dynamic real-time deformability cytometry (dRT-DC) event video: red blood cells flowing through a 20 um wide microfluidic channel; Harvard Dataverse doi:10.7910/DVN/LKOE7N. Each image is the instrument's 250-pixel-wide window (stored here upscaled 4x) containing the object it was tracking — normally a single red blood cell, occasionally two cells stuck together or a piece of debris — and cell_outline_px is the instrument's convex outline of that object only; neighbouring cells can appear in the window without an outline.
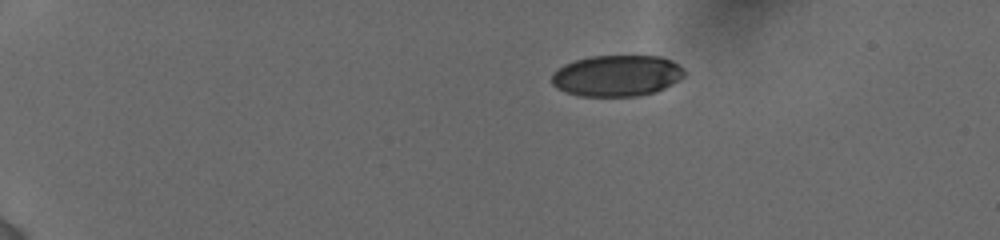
{"species": "human", "species_latin": "Homo sapiens", "temperature_condition": "cold", "stored_images_in_passage": 36, "camera_frame_rate_fps": 3000, "um_per_image_px": 0.085, "donor": {"sex": "female"}, "frame": {"image": 1, "passage_image": 1, "time_ms": 0.0, "image_size_px": [1000, 240], "cell_outline_px": [[684, 76], [664, 88], [652, 92], [636, 96], [580, 96], [556, 88], [552, 84], [552, 72], [564, 64], [588, 56], [660, 56], [672, 60], [684, 72]], "centroid_in_image_um": [52.38, 6.43], "position_along_channel_um": 32.6, "area_um2": 31.62}}
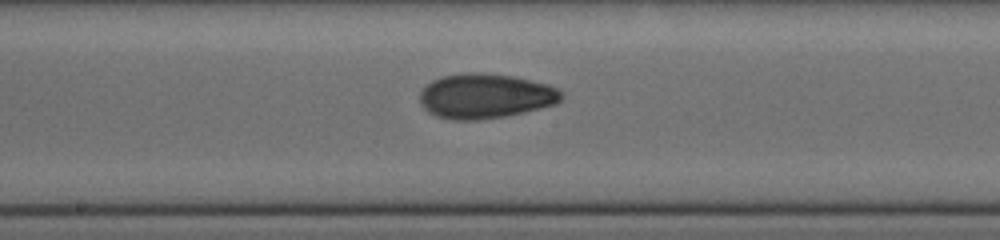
{"frame": {"image": 2, "passage_image": 19, "time_ms": 7.0, "image_size_px": [1000, 240], "cell_outline_px": [[564, 96], [556, 104], [524, 112], [504, 116], [480, 120], [452, 120], [436, 116], [428, 112], [420, 104], [420, 92], [432, 80], [444, 76], [468, 72], [480, 72], [512, 76], [548, 84], [556, 88]], "centroid_in_image_um": [41.24, 8.17], "position_along_channel_um": 207.0, "area_um2": 36.93}}
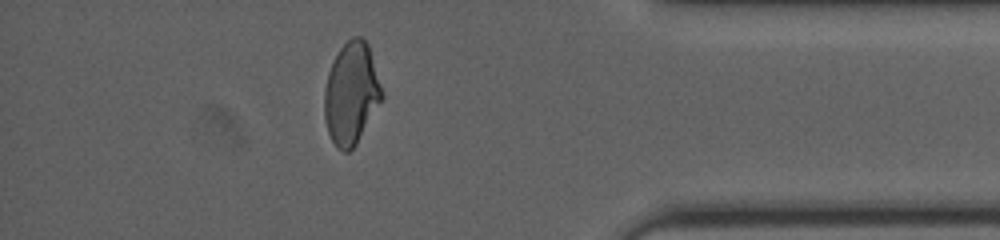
{"frame": {"image": 3, "passage_image": 32, "time_ms": 12.667, "image_size_px": [1000, 240], "cell_outline_px": [[384, 96], [356, 144], [348, 152], [344, 152], [336, 148], [328, 132], [324, 120], [324, 88], [328, 72], [340, 48], [352, 36], [360, 36], [368, 44], [384, 92]], "centroid_in_image_um": [29.86, 7.95], "position_along_channel_um": 405.3, "area_um2": 34.22}, "authors_computed_cell_mechanics": {"area_um2": 34.4199, "velocity_mm_per_s": 3.8914, "shape_relaxation_time_tau1_ms": null, "shape_relaxation_time_tau2_ms": 2.7746, "deformation_change_tau1": null, "deformation_change_tau2": 0.0781}}